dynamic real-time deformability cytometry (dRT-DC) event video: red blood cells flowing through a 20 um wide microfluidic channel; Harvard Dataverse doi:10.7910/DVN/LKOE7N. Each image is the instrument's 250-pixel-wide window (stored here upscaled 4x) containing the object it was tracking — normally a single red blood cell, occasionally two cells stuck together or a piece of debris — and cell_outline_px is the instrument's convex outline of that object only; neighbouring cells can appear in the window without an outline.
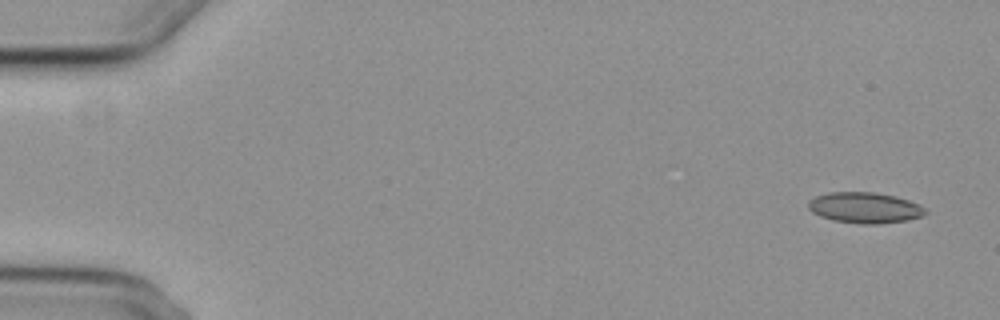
{"species": "common noctule bat (a hibernating species)", "species_latin": "Nyctalus noctula", "temperature_condition": "cold", "stored_images_in_passage": 5, "camera_frame_rate_fps": 3000, "um_per_image_px": 0.085, "animal": {"sex": "female", "body_mass_g": 29.2, "forearm_length_mm": 56.3}, "frame": {"image": 1, "passage_image": 1, "time_ms": 0.0, "image_size_px": [1000, 320], "cell_outline_px": [[928, 212], [924, 216], [908, 220], [880, 224], [864, 224], [832, 220], [820, 216], [812, 212], [808, 208], [808, 200], [816, 196], [828, 192], [876, 192], [896, 196], [920, 204], [928, 208]], "centroid_in_image_um": [73.55, 17.65], "position_along_channel_um": 11.4, "area_um2": 21.39}}
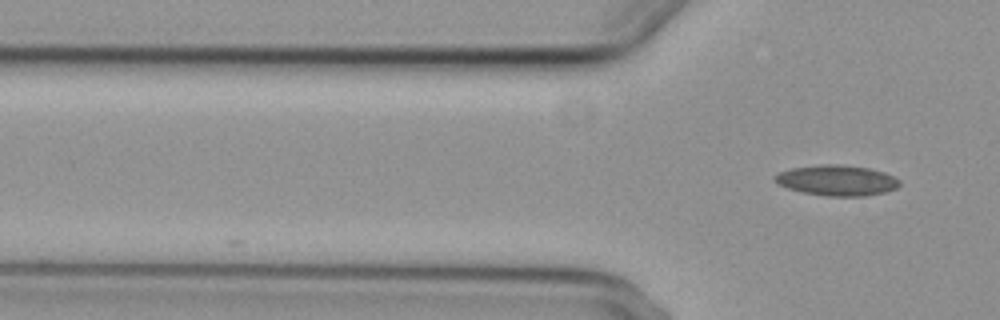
{"frame": {"image": 2, "passage_image": 5, "time_ms": 4.667, "image_size_px": [1000, 320], "cell_outline_px": [[900, 184], [896, 188], [884, 192], [864, 196], [828, 196], [804, 192], [788, 188], [772, 180], [772, 176], [780, 172], [792, 168], [824, 164], [840, 164], [868, 168], [884, 172], [900, 180]], "centroid_in_image_um": [71.13, 15.33], "position_along_channel_um": 54.7, "area_um2": 22.02}}